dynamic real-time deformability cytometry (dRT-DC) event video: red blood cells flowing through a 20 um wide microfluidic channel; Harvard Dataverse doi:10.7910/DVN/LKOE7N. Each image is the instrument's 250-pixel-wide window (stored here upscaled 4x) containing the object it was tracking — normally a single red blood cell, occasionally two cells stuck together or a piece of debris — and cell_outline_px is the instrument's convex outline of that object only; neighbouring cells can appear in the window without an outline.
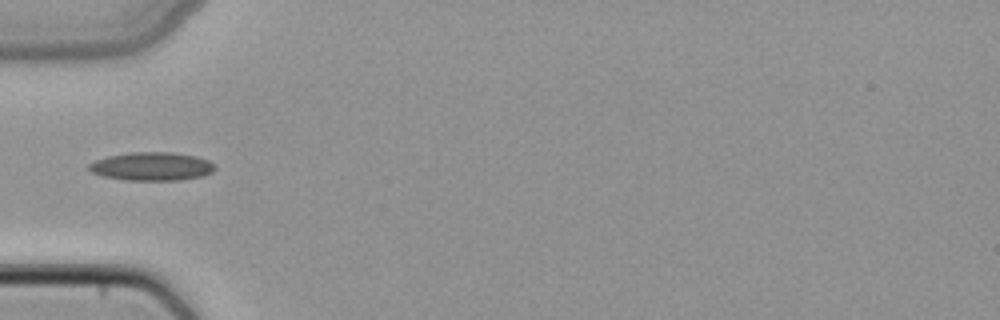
{"species": "common noctule bat (a hibernating species)", "species_latin": "Nyctalus noctula", "temperature_condition": "cold", "stored_images_in_passage": 5, "camera_frame_rate_fps": 3000, "um_per_image_px": 0.085, "animal": {"sex": "female", "body_mass_g": 22.7, "forearm_length_mm": 54.2}, "frame": {"image": 1, "passage_image": 5, "time_ms": 1.333, "image_size_px": [1000, 320], "cell_outline_px": [[216, 168], [212, 172], [204, 176], [180, 180], [128, 180], [104, 176], [92, 172], [88, 168], [88, 164], [96, 160], [108, 156], [128, 152], [172, 152], [196, 156], [208, 160], [216, 164]], "centroid_in_image_um": [12.94, 14.14], "position_along_channel_um": 72.1, "area_um2": 20.92}}